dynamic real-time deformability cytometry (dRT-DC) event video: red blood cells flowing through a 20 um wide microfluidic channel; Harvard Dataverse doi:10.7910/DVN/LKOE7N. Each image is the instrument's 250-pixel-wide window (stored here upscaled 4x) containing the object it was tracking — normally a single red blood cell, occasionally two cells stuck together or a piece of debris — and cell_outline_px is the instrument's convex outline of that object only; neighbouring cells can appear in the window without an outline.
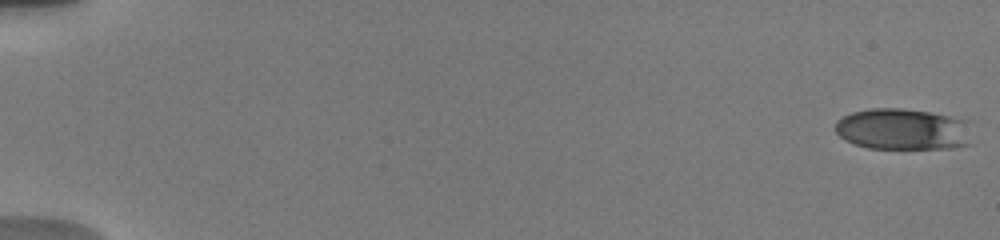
{"species": "human", "species_latin": "Homo sapiens", "temperature_condition": "warm", "stored_images_in_passage": 49, "camera_frame_rate_fps": 3000, "um_per_image_px": 0.085, "donor": {"sex": "male"}, "frame": {"image": 1, "passage_image": 1, "time_ms": 0.0, "image_size_px": [1000, 240], "cell_outline_px": [[972, 144], [952, 148], [868, 148], [844, 140], [836, 132], [836, 120], [852, 112], [872, 108], [900, 108], [928, 112], [968, 120]], "centroid_in_image_um": [76.77, 10.99], "position_along_channel_um": 8.2, "area_um2": 33.0}}
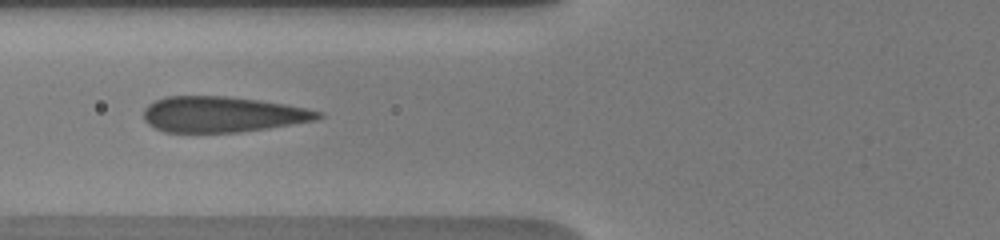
{"frame": {"image": 2, "passage_image": 21, "time_ms": 7.333, "image_size_px": [1000, 240], "cell_outline_px": [[324, 116], [316, 120], [268, 128], [240, 132], [164, 132], [148, 124], [144, 120], [144, 108], [148, 104], [164, 96], [228, 96], [260, 100], [308, 108], [324, 112]], "centroid_in_image_um": [18.92, 9.71], "position_along_channel_um": 106.9, "area_um2": 36.47}}
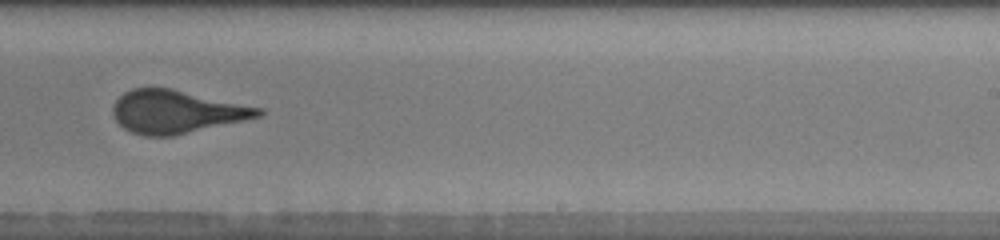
{"frame": {"image": 3, "passage_image": 33, "time_ms": 11.667, "image_size_px": [1000, 240], "cell_outline_px": [[264, 112], [260, 116], [244, 120], [172, 136], [144, 136], [132, 132], [124, 128], [112, 116], [112, 104], [124, 92], [132, 88], [172, 88], [264, 108]], "centroid_in_image_um": [14.98, 9.49], "position_along_channel_um": 274.0, "area_um2": 36.47}, "authors_computed_cell_mechanics": {"area_um2": 36.0094, "velocity_mm_per_s": 3.8555, "shape_relaxation_time_tau1_ms": 4.2046, "shape_relaxation_time_tau2_ms": null, "deformation_change_tau1": 0.1629, "deformation_change_tau2": null}}